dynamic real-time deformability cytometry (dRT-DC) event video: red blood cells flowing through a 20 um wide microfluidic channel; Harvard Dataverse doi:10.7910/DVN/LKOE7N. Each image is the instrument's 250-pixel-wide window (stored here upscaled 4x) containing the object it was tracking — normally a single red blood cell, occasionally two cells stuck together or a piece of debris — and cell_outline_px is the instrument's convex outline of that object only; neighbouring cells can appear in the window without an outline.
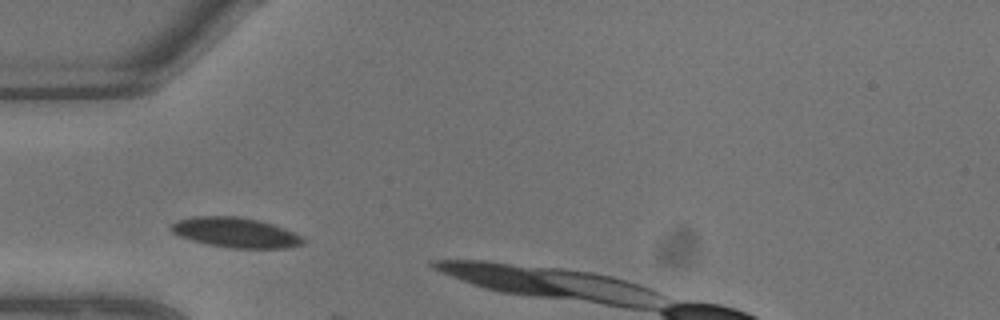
{"species": "common noctule bat (a hibernating species)", "species_latin": "Nyctalus noctula", "temperature_condition": "warm", "stored_images_in_passage": 4, "camera_frame_rate_fps": 3000, "um_per_image_px": 0.085, "animal": {"sex": "male", "body_mass_g": 13.3}, "frame": {"image": 1, "passage_image": 1, "time_ms": 0.0, "image_size_px": [1000, 320], "cell_outline_px": [[304, 244], [284, 248], [228, 248], [208, 244], [176, 236], [168, 228], [176, 220], [192, 216], [240, 216], [260, 220], [284, 228], [300, 236], [304, 240]], "centroid_in_image_um": [19.96, 19.75], "position_along_channel_um": 65.0, "area_um2": 23.24}}